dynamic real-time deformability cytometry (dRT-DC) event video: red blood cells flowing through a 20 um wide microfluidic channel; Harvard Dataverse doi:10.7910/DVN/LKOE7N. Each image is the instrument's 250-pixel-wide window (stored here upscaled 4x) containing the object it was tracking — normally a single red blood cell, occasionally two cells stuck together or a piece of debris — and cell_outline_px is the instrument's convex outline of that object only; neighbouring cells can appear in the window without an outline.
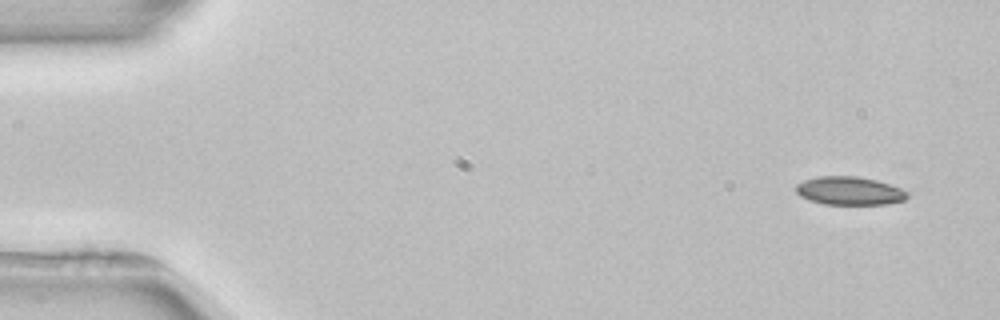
{"species": "common noctule bat (a hibernating species)", "species_latin": "Nyctalus noctula", "temperature_condition": "room temperature", "stored_images_in_passage": 4, "camera_frame_rate_fps": 3000, "um_per_image_px": 0.085, "animal": {"sex": "female", "body_mass_g": 22.7, "forearm_length_mm": 54.2}, "frame": {"image": 1, "passage_image": 1, "time_ms": 0.0, "image_size_px": [1000, 320], "cell_outline_px": [[908, 196], [904, 200], [888, 204], [824, 204], [808, 200], [800, 196], [796, 192], [796, 184], [804, 180], [816, 176], [856, 176], [876, 180], [900, 188], [908, 192]], "centroid_in_image_um": [72.18, 16.22], "position_along_channel_um": 12.8, "area_um2": 18.38}}
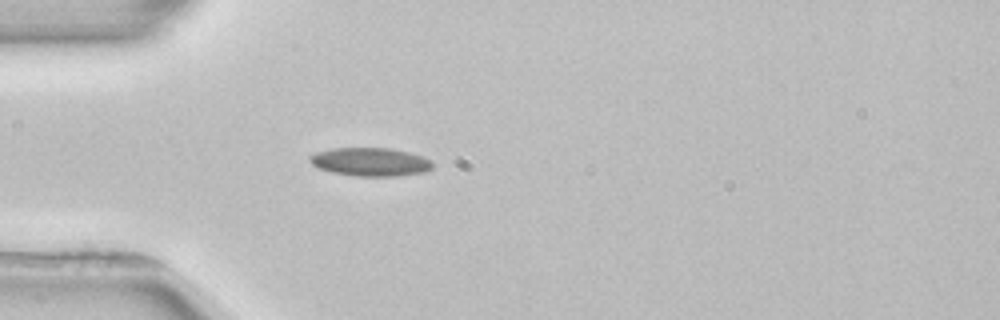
{"frame": {"image": 2, "passage_image": 4, "time_ms": 4.0, "image_size_px": [1000, 320], "cell_outline_px": [[432, 168], [424, 172], [396, 176], [356, 176], [332, 172], [316, 168], [308, 160], [308, 156], [316, 152], [332, 148], [388, 148], [408, 152], [424, 156], [432, 160]], "centroid_in_image_um": [31.46, 13.76], "position_along_channel_um": 53.5, "area_um2": 20.46}}